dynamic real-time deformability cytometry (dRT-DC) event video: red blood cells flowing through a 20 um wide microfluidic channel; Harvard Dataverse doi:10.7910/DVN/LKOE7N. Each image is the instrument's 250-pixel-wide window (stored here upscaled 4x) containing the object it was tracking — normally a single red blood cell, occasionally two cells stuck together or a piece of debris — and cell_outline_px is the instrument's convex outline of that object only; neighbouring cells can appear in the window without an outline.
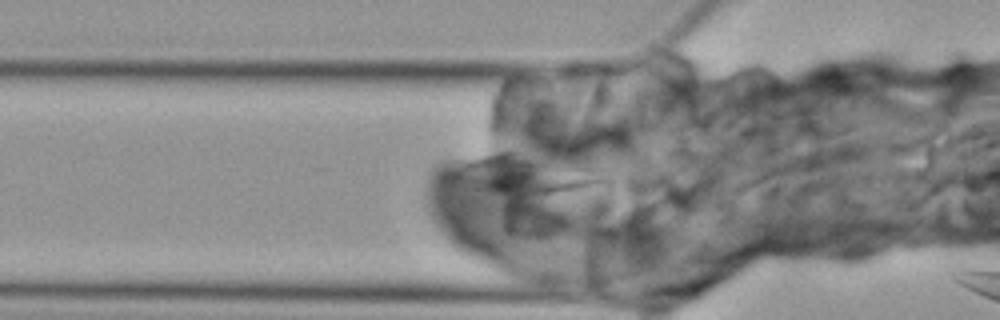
{"species": "Egyptian fruit bat (a non-hibernating species)", "species_latin": "Rousettus aegyptiacus", "temperature_condition": "cold", "stored_images_in_passage": 5, "segment_of_instrument_passage": [1, 2], "camera_frame_rate_fps": 3000, "um_per_image_px": 0.085, "animal": {"sex": "female"}, "frame": {"image": 1, "passage_image": 4, "time_ms": 4.667, "image_size_px": [1000, 320], "cell_outline_px": [[608, 180], [580, 188], [564, 192], [544, 196], [532, 196], [500, 192], [488, 188], [456, 176], [456, 160], [528, 144], [556, 144], [588, 156], [596, 160]], "centroid_in_image_um": [45.19, 14.46], "position_along_channel_um": 80.6, "area_um2": 40.86}}